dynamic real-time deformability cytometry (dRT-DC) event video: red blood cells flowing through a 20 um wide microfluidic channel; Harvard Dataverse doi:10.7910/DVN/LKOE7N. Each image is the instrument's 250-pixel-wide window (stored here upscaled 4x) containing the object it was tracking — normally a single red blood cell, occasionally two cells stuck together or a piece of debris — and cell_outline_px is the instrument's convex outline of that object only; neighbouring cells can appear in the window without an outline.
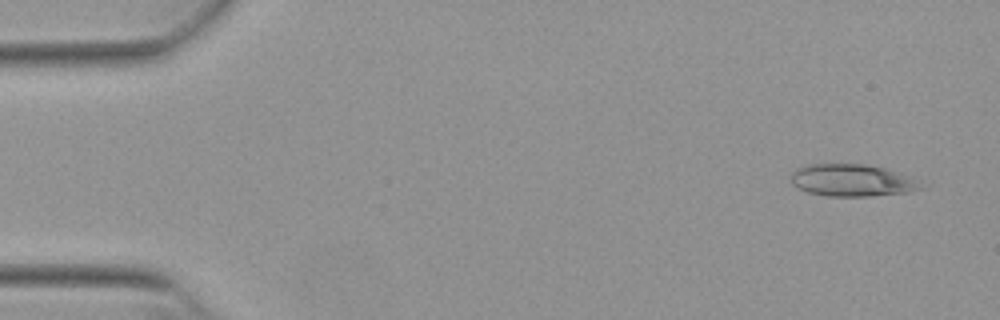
{"species": "Egyptian fruit bat (a non-hibernating species)", "species_latin": "Rousettus aegyptiacus", "temperature_condition": "warm", "stored_images_in_passage": 28, "camera_frame_rate_fps": 3000, "um_per_image_px": 0.085, "animal": {"sex": "female"}, "frame": {"image": 1, "passage_image": 1, "time_ms": 0.0, "image_size_px": [1000, 320], "cell_outline_px": [[928, 188], [908, 192], [868, 196], [828, 196], [808, 192], [792, 184], [792, 172], [796, 168], [804, 164], [868, 164], [884, 168], [908, 176]], "centroid_in_image_um": [72.42, 15.32], "position_along_channel_um": 12.6, "area_um2": 24.28}}
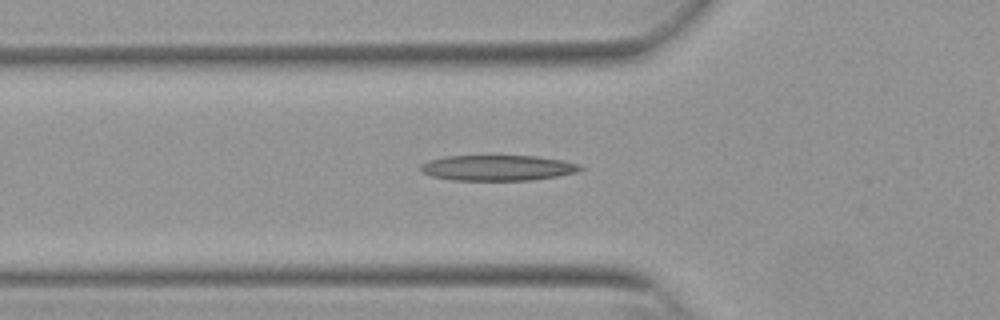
{"frame": {"image": 2, "passage_image": 16, "time_ms": 5.0, "image_size_px": [1000, 320], "cell_outline_px": [[588, 168], [576, 172], [556, 176], [532, 180], [452, 180], [432, 176], [424, 172], [420, 168], [420, 164], [428, 160], [444, 156], [536, 156], [560, 160], [580, 164]], "centroid_in_image_um": [42.32, 14.26], "position_along_channel_um": 83.5, "area_um2": 23.76}}
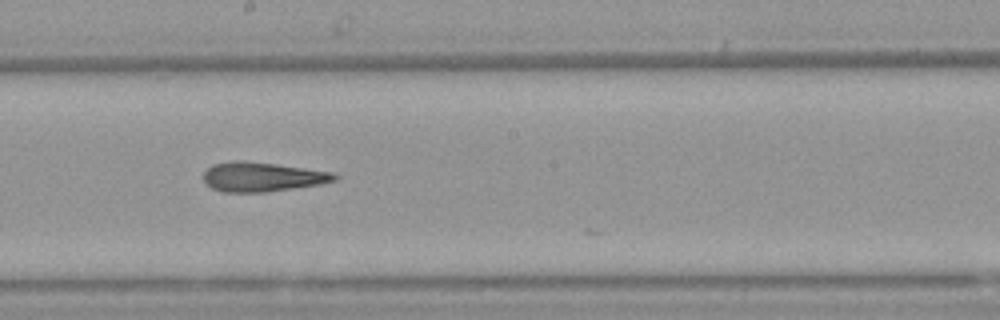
{"frame": {"image": 3, "passage_image": 27, "time_ms": 8.667, "image_size_px": [1000, 320], "cell_outline_px": [[340, 176], [336, 180], [320, 184], [268, 192], [224, 192], [212, 188], [204, 180], [204, 172], [212, 164], [232, 160], [244, 160], [276, 164], [332, 172]], "centroid_in_image_um": [22.29, 15.02], "position_along_channel_um": 225.9, "area_um2": 22.48}}